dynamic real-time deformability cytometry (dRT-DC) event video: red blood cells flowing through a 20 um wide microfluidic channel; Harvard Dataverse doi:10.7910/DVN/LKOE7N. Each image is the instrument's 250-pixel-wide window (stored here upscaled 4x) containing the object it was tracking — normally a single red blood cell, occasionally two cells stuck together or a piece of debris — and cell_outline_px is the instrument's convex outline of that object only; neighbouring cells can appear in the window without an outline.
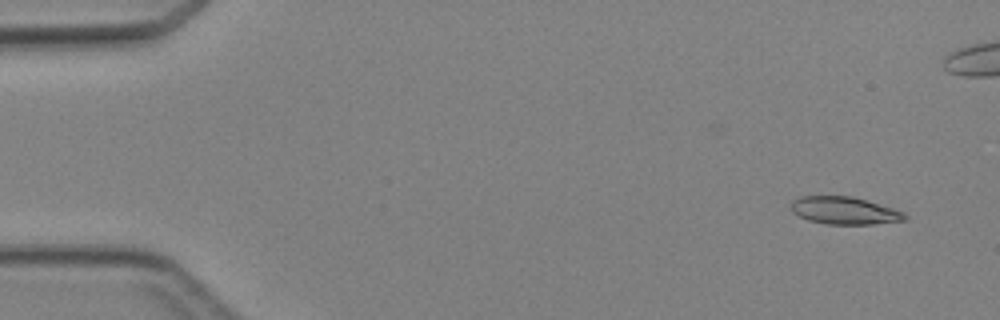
{"species": "Egyptian fruit bat (a non-hibernating species)", "species_latin": "Rousettus aegyptiacus", "temperature_condition": "cold", "stored_images_in_passage": 5, "segment_of_instrument_passage": [2, 2], "camera_frame_rate_fps": 3000, "um_per_image_px": 0.085, "animal": {"sex": "female"}, "frame": {"image": 1, "passage_image": 5, "time_ms": 5.667, "image_size_px": [1000, 320], "cell_outline_px": [[908, 220], [872, 224], [828, 224], [808, 220], [792, 212], [788, 208], [788, 204], [792, 200], [800, 196], [852, 196], [892, 208], [904, 212], [908, 216]], "centroid_in_image_um": [71.74, 17.89], "position_along_channel_um": 13.3, "area_um2": 18.38}}